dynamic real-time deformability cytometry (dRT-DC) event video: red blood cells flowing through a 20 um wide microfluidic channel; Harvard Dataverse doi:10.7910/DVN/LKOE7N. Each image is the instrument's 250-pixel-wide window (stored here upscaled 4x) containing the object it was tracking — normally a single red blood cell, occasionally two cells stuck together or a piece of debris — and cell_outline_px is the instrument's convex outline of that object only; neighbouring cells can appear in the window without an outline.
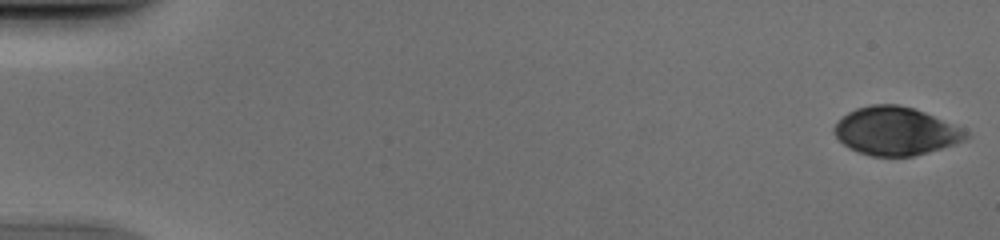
{"species": "human", "species_latin": "Homo sapiens", "temperature_condition": "cold", "stored_images_in_passage": 52, "camera_frame_rate_fps": 3000, "um_per_image_px": 0.085, "donor": {"sex": "male"}, "frame": {"image": 1, "passage_image": 1, "time_ms": 0.0, "image_size_px": [1000, 240], "cell_outline_px": [[968, 136], [964, 140], [956, 144], [928, 152], [912, 156], [872, 156], [856, 152], [848, 148], [836, 136], [836, 124], [848, 112], [856, 108], [872, 104], [896, 104], [912, 108], [924, 112], [968, 132]], "centroid_in_image_um": [76.12, 11.15], "position_along_channel_um": 8.9, "area_um2": 36.36}}
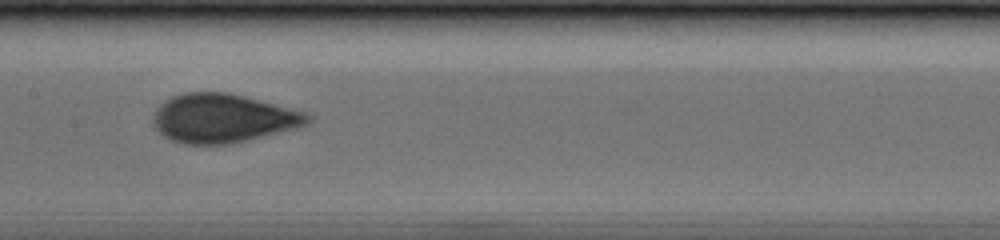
{"frame": {"image": 2, "passage_image": 27, "time_ms": 8.667, "image_size_px": [1000, 240], "cell_outline_px": [[312, 120], [308, 124], [296, 128], [232, 144], [184, 144], [172, 140], [164, 136], [152, 124], [152, 116], [156, 108], [164, 100], [172, 96], [184, 92], [228, 92], [304, 112], [312, 116]], "centroid_in_image_um": [18.91, 10.06], "position_along_channel_um": 188.5, "area_um2": 43.93}}
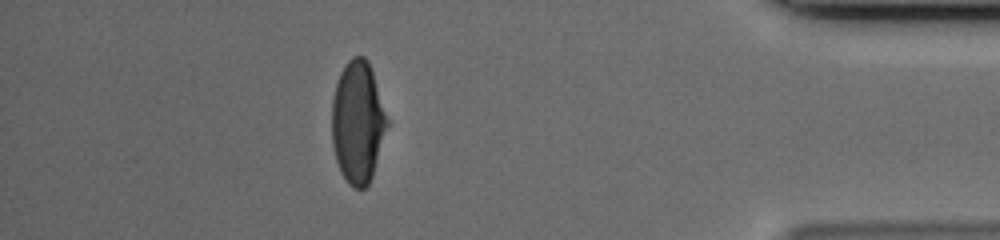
{"frame": {"image": 3, "passage_image": 46, "time_ms": 15.0, "image_size_px": [1000, 240], "cell_outline_px": [[388, 124], [372, 176], [368, 184], [364, 188], [352, 188], [348, 184], [340, 172], [336, 160], [332, 144], [332, 100], [336, 84], [340, 72], [344, 64], [352, 56], [364, 56], [368, 60], [388, 120]], "centroid_in_image_um": [30.38, 10.39], "position_along_channel_um": 404.8, "area_um2": 39.19}}